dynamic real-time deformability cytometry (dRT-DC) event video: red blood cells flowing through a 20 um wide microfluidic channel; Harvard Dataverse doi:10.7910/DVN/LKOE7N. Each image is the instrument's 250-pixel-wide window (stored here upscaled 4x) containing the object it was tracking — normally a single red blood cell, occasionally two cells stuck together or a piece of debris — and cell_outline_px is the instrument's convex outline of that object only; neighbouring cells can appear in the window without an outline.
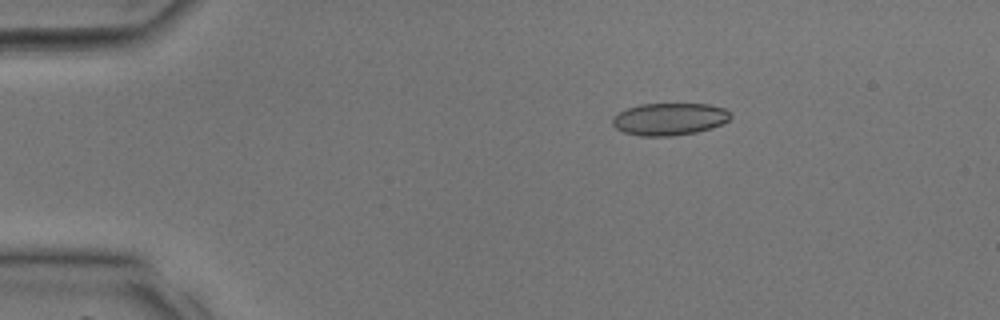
{"species": "common noctule bat (a hibernating species)", "species_latin": "Nyctalus noctula", "temperature_condition": "room temperature", "stored_images_in_passage": 38, "camera_frame_rate_fps": 3000, "um_per_image_px": 0.085, "animal": {"sex": "male", "body_mass_g": 17.9, "forearm_length_mm": 54.2}, "frame": {"image": 1, "passage_image": 7, "time_ms": 2.0, "image_size_px": [1000, 320], "cell_outline_px": [[732, 116], [728, 120], [712, 128], [696, 132], [672, 136], [640, 136], [624, 132], [616, 128], [612, 124], [612, 120], [620, 112], [628, 108], [640, 104], [708, 104], [724, 108]], "centroid_in_image_um": [56.91, 10.12], "position_along_channel_um": 28.1, "area_um2": 22.02}}
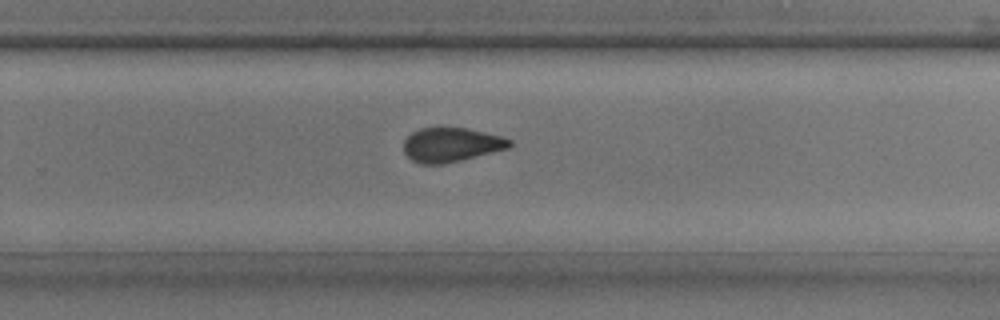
{"frame": {"image": 2, "passage_image": 25, "time_ms": 8.0, "image_size_px": [1000, 320], "cell_outline_px": [[512, 144], [508, 148], [460, 160], [440, 164], [420, 164], [412, 160], [404, 152], [404, 140], [412, 132], [420, 128], [464, 128], [484, 132], [500, 136], [512, 140]], "centroid_in_image_um": [38.33, 12.3], "position_along_channel_um": 291.5, "area_um2": 20.81}}
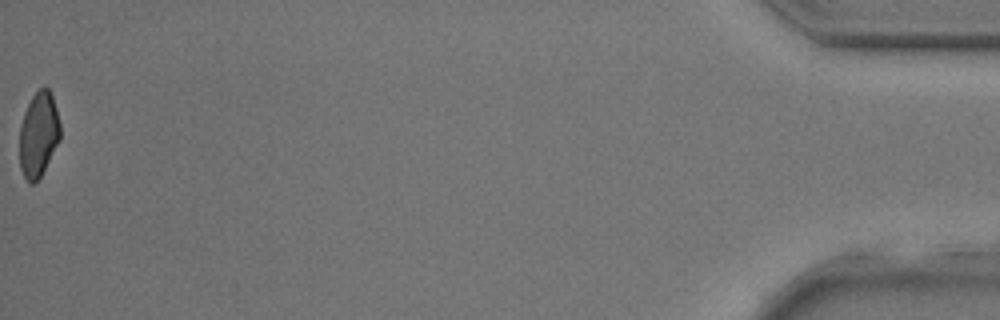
{"frame": {"image": 3, "passage_image": 38, "time_ms": 12.333, "image_size_px": [1000, 320], "cell_outline_px": [[60, 140], [40, 176], [32, 184], [24, 176], [20, 168], [20, 128], [24, 112], [32, 96], [44, 84], [48, 88], [52, 96], [56, 108], [60, 124]], "centroid_in_image_um": [3.28, 11.39], "position_along_channel_um": 431.9, "area_um2": 19.88}}